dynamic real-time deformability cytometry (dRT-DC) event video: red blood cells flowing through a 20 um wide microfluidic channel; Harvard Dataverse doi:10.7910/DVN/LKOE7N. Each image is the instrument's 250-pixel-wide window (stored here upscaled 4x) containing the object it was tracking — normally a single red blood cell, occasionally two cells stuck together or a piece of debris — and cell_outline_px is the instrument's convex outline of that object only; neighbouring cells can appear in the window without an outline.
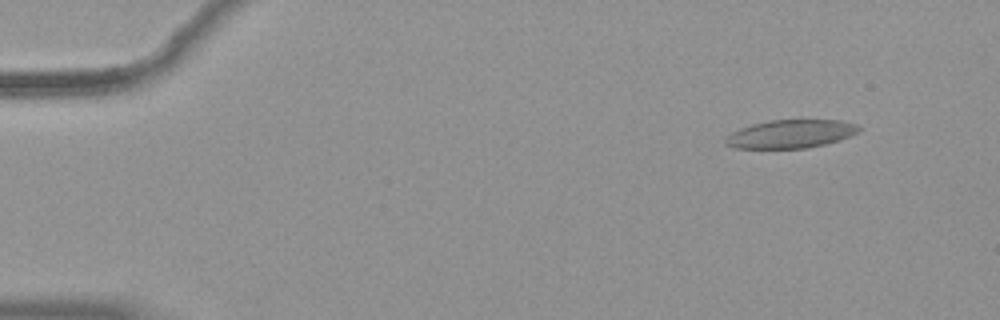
{"species": "common noctule bat (a hibernating species)", "species_latin": "Nyctalus noctula", "temperature_condition": "warm", "stored_images_in_passage": 57, "camera_frame_rate_fps": 3000, "um_per_image_px": 0.085, "animal": {"sex": "female", "body_mass_g": 19.9}, "frame": {"image": 1, "passage_image": 6, "time_ms": 1.667, "image_size_px": [1000, 320], "cell_outline_px": [[860, 128], [856, 132], [848, 136], [824, 144], [808, 148], [736, 148], [724, 144], [724, 140], [732, 132], [740, 128], [752, 124], [768, 120], [840, 120], [856, 124]], "centroid_in_image_um": [67.15, 11.38], "position_along_channel_um": 17.8, "area_um2": 21.73}}
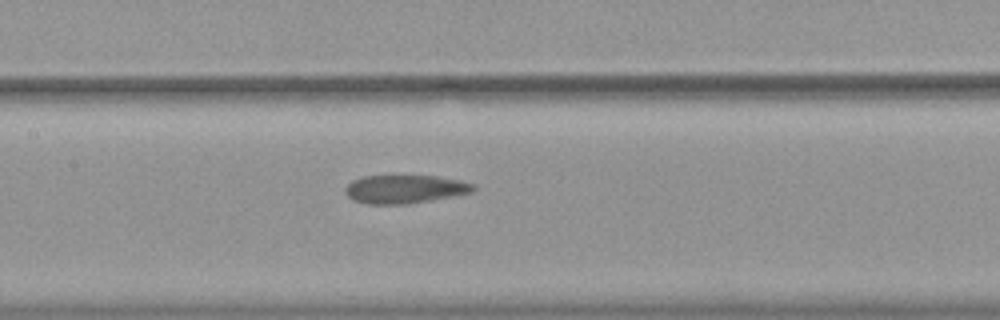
{"frame": {"image": 2, "passage_image": 28, "time_ms": 9.0, "image_size_px": [1000, 320], "cell_outline_px": [[476, 188], [472, 192], [452, 196], [408, 204], [364, 204], [352, 200], [344, 192], [344, 188], [352, 180], [364, 176], [436, 176], [460, 180], [476, 184]], "centroid_in_image_um": [34.39, 16.08], "position_along_channel_um": 173.0, "area_um2": 21.27}}
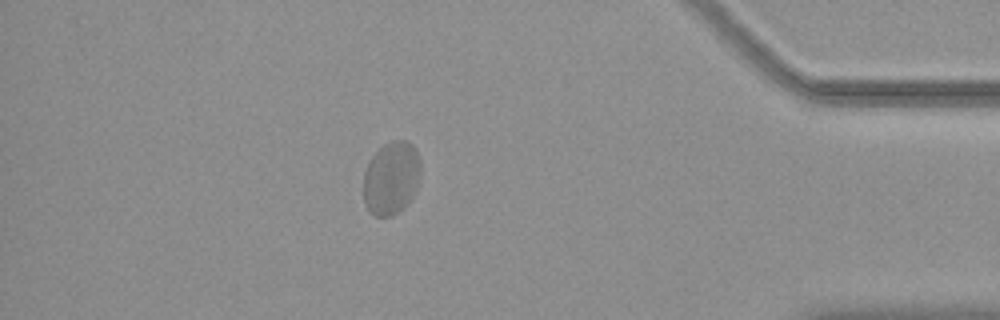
{"frame": {"image": 3, "passage_image": 50, "time_ms": 16.333, "image_size_px": [1000, 320], "cell_outline_px": [[420, 176], [416, 192], [408, 204], [404, 208], [392, 216], [376, 216], [368, 212], [364, 204], [364, 172], [372, 156], [384, 144], [392, 140], [404, 140], [412, 144], [420, 160]], "centroid_in_image_um": [33.27, 15.16], "position_along_channel_um": 401.9, "area_um2": 24.62}, "authors_computed_cell_mechanics": {"area_um2": 22.7732, "velocity_mm_per_s": 3.6216, "shape_relaxation_time_tau1_ms": null, "shape_relaxation_time_tau2_ms": 1.1974, "deformation_change_tau1": null, "deformation_change_tau2": 0.0597}}